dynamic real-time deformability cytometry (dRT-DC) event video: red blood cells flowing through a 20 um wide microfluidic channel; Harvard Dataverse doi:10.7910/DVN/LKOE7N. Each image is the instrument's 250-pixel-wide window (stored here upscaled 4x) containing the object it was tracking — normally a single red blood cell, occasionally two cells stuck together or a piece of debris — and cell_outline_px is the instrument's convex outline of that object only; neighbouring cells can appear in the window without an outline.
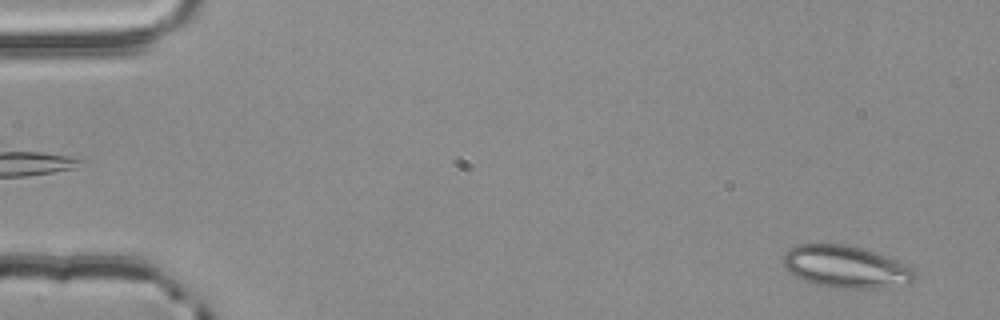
{"species": "common noctule bat (a hibernating species)", "species_latin": "Nyctalus noctula", "temperature_condition": "room temperature", "stored_images_in_passage": 55, "camera_frame_rate_fps": 3000, "um_per_image_px": 0.085, "animal": {"sex": "male", "body_mass_g": 20.4}, "frame": {"image": 1, "passage_image": 3, "time_ms": 0.667, "image_size_px": [1000, 320], "cell_outline_px": [[916, 280], [908, 284], [880, 288], [828, 288], [804, 280], [796, 276], [784, 268], [784, 256], [792, 248], [800, 244], [848, 244], [864, 248], [876, 252], [904, 264], [912, 268], [916, 272]], "centroid_in_image_um": [71.93, 22.69], "position_along_channel_um": 13.1, "area_um2": 32.37}}
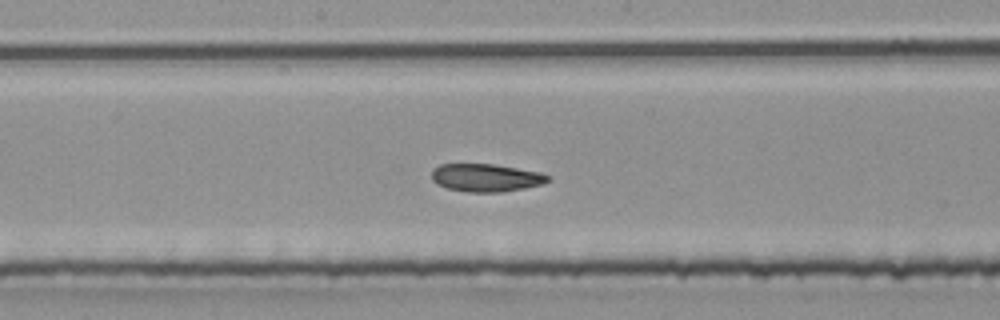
{"frame": {"image": 2, "passage_image": 29, "time_ms": 9.333, "image_size_px": [1000, 320], "cell_outline_px": [[552, 180], [540, 184], [524, 188], [500, 192], [468, 192], [448, 188], [436, 184], [432, 180], [432, 168], [440, 164], [492, 164], [540, 172], [548, 176]], "centroid_in_image_um": [41.27, 15.1], "position_along_channel_um": 206.9, "area_um2": 18.79}}
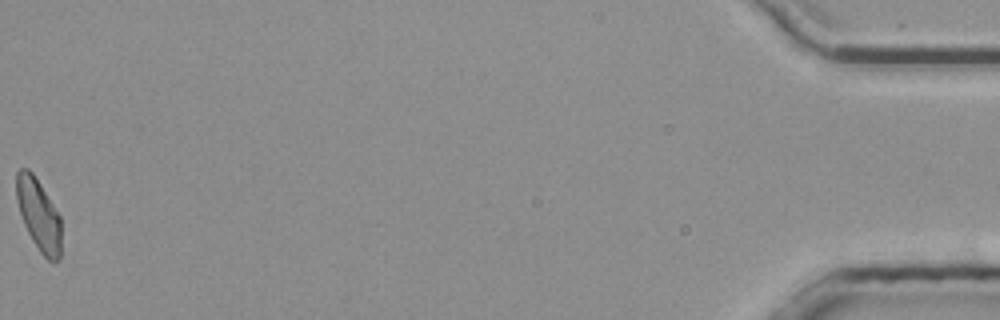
{"frame": {"image": 3, "passage_image": 55, "time_ms": 18.0, "image_size_px": [1000, 320], "cell_outline_px": [[60, 260], [48, 260], [40, 252], [32, 240], [24, 224], [20, 212], [16, 196], [16, 172], [20, 168], [28, 168], [32, 172], [40, 184], [60, 216]], "centroid_in_image_um": [3.27, 18.23], "position_along_channel_um": 431.9, "area_um2": 18.44}, "authors_computed_cell_mechanics": {"area_um2": 19.5364, "velocity_mm_per_s": 3.8154, "shape_relaxation_time_tau1_ms": null, "shape_relaxation_time_tau2_ms": 4.2231, "deformation_change_tau1": null, "deformation_change_tau2": 0.0928}}